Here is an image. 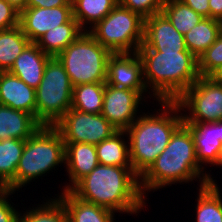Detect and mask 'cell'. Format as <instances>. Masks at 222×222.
<instances>
[{"mask_svg":"<svg viewBox=\"0 0 222 222\" xmlns=\"http://www.w3.org/2000/svg\"><path fill=\"white\" fill-rule=\"evenodd\" d=\"M204 170L196 159L191 130L183 122L172 134L164 151L139 178L141 193L146 198V191H157L168 185L190 183L197 179L201 182L200 187L206 184L219 186L215 183L216 179Z\"/></svg>","mask_w":222,"mask_h":222,"instance_id":"cell-1","label":"cell"},{"mask_svg":"<svg viewBox=\"0 0 222 222\" xmlns=\"http://www.w3.org/2000/svg\"><path fill=\"white\" fill-rule=\"evenodd\" d=\"M70 191L83 201L122 214H139L147 206L132 167L98 164Z\"/></svg>","mask_w":222,"mask_h":222,"instance_id":"cell-2","label":"cell"},{"mask_svg":"<svg viewBox=\"0 0 222 222\" xmlns=\"http://www.w3.org/2000/svg\"><path fill=\"white\" fill-rule=\"evenodd\" d=\"M137 53L146 88H152L149 97L158 102H175L200 78L198 59L190 51L159 52L139 47Z\"/></svg>","mask_w":222,"mask_h":222,"instance_id":"cell-3","label":"cell"},{"mask_svg":"<svg viewBox=\"0 0 222 222\" xmlns=\"http://www.w3.org/2000/svg\"><path fill=\"white\" fill-rule=\"evenodd\" d=\"M158 103L161 110L159 108L156 114L142 112L125 130L129 142L130 163L139 178L164 151L174 131L183 123V114L176 102Z\"/></svg>","mask_w":222,"mask_h":222,"instance_id":"cell-4","label":"cell"},{"mask_svg":"<svg viewBox=\"0 0 222 222\" xmlns=\"http://www.w3.org/2000/svg\"><path fill=\"white\" fill-rule=\"evenodd\" d=\"M65 144L54 126L41 125L25 141L16 169L15 192L57 166L65 165ZM46 173V174H45Z\"/></svg>","mask_w":222,"mask_h":222,"instance_id":"cell-5","label":"cell"},{"mask_svg":"<svg viewBox=\"0 0 222 222\" xmlns=\"http://www.w3.org/2000/svg\"><path fill=\"white\" fill-rule=\"evenodd\" d=\"M112 53L84 31L57 58L72 86L107 82L108 59Z\"/></svg>","mask_w":222,"mask_h":222,"instance_id":"cell-6","label":"cell"},{"mask_svg":"<svg viewBox=\"0 0 222 222\" xmlns=\"http://www.w3.org/2000/svg\"><path fill=\"white\" fill-rule=\"evenodd\" d=\"M87 32L112 54L136 53L144 39V18L118 3Z\"/></svg>","mask_w":222,"mask_h":222,"instance_id":"cell-7","label":"cell"},{"mask_svg":"<svg viewBox=\"0 0 222 222\" xmlns=\"http://www.w3.org/2000/svg\"><path fill=\"white\" fill-rule=\"evenodd\" d=\"M73 86L62 63L50 57L42 81L35 89L36 120L53 126L71 108Z\"/></svg>","mask_w":222,"mask_h":222,"instance_id":"cell-8","label":"cell"},{"mask_svg":"<svg viewBox=\"0 0 222 222\" xmlns=\"http://www.w3.org/2000/svg\"><path fill=\"white\" fill-rule=\"evenodd\" d=\"M175 102L181 108L184 123L221 121L222 82L212 76H200Z\"/></svg>","mask_w":222,"mask_h":222,"instance_id":"cell-9","label":"cell"},{"mask_svg":"<svg viewBox=\"0 0 222 222\" xmlns=\"http://www.w3.org/2000/svg\"><path fill=\"white\" fill-rule=\"evenodd\" d=\"M53 126L60 132L64 143L97 145L118 131L101 113H83L73 108Z\"/></svg>","mask_w":222,"mask_h":222,"instance_id":"cell-10","label":"cell"},{"mask_svg":"<svg viewBox=\"0 0 222 222\" xmlns=\"http://www.w3.org/2000/svg\"><path fill=\"white\" fill-rule=\"evenodd\" d=\"M142 99L144 98L135 90L115 87L105 82L101 114L116 129L126 130L140 116L138 108Z\"/></svg>","mask_w":222,"mask_h":222,"instance_id":"cell-11","label":"cell"},{"mask_svg":"<svg viewBox=\"0 0 222 222\" xmlns=\"http://www.w3.org/2000/svg\"><path fill=\"white\" fill-rule=\"evenodd\" d=\"M107 83L137 91L142 97L148 92L143 79V65L138 53L112 54L108 59ZM145 92V93H144Z\"/></svg>","mask_w":222,"mask_h":222,"instance_id":"cell-12","label":"cell"},{"mask_svg":"<svg viewBox=\"0 0 222 222\" xmlns=\"http://www.w3.org/2000/svg\"><path fill=\"white\" fill-rule=\"evenodd\" d=\"M72 17V6L26 8L20 12L19 25L30 43H36L44 33L67 23Z\"/></svg>","mask_w":222,"mask_h":222,"instance_id":"cell-13","label":"cell"},{"mask_svg":"<svg viewBox=\"0 0 222 222\" xmlns=\"http://www.w3.org/2000/svg\"><path fill=\"white\" fill-rule=\"evenodd\" d=\"M140 47H149L159 52L189 51L184 36L162 12L144 19V39Z\"/></svg>","mask_w":222,"mask_h":222,"instance_id":"cell-14","label":"cell"},{"mask_svg":"<svg viewBox=\"0 0 222 222\" xmlns=\"http://www.w3.org/2000/svg\"><path fill=\"white\" fill-rule=\"evenodd\" d=\"M194 139L196 159L200 166L218 165L222 154V120L211 123H185Z\"/></svg>","mask_w":222,"mask_h":222,"instance_id":"cell-15","label":"cell"},{"mask_svg":"<svg viewBox=\"0 0 222 222\" xmlns=\"http://www.w3.org/2000/svg\"><path fill=\"white\" fill-rule=\"evenodd\" d=\"M65 167L69 184L63 191H70L83 177L88 175L98 164L96 147L89 143H64Z\"/></svg>","mask_w":222,"mask_h":222,"instance_id":"cell-16","label":"cell"},{"mask_svg":"<svg viewBox=\"0 0 222 222\" xmlns=\"http://www.w3.org/2000/svg\"><path fill=\"white\" fill-rule=\"evenodd\" d=\"M0 104L25 111L36 119L35 89L8 71L0 72Z\"/></svg>","mask_w":222,"mask_h":222,"instance_id":"cell-17","label":"cell"},{"mask_svg":"<svg viewBox=\"0 0 222 222\" xmlns=\"http://www.w3.org/2000/svg\"><path fill=\"white\" fill-rule=\"evenodd\" d=\"M49 58L50 56L45 54L36 43H29L8 72L17 76L29 87L36 89L42 81Z\"/></svg>","mask_w":222,"mask_h":222,"instance_id":"cell-18","label":"cell"},{"mask_svg":"<svg viewBox=\"0 0 222 222\" xmlns=\"http://www.w3.org/2000/svg\"><path fill=\"white\" fill-rule=\"evenodd\" d=\"M41 124L29 113L0 104V141L26 140Z\"/></svg>","mask_w":222,"mask_h":222,"instance_id":"cell-19","label":"cell"},{"mask_svg":"<svg viewBox=\"0 0 222 222\" xmlns=\"http://www.w3.org/2000/svg\"><path fill=\"white\" fill-rule=\"evenodd\" d=\"M58 198L66 208L69 222H115V212L83 201L71 191H62Z\"/></svg>","mask_w":222,"mask_h":222,"instance_id":"cell-20","label":"cell"},{"mask_svg":"<svg viewBox=\"0 0 222 222\" xmlns=\"http://www.w3.org/2000/svg\"><path fill=\"white\" fill-rule=\"evenodd\" d=\"M83 32L77 20L72 17L67 23L44 33L36 44L48 56L57 57Z\"/></svg>","mask_w":222,"mask_h":222,"instance_id":"cell-21","label":"cell"},{"mask_svg":"<svg viewBox=\"0 0 222 222\" xmlns=\"http://www.w3.org/2000/svg\"><path fill=\"white\" fill-rule=\"evenodd\" d=\"M125 137L127 140L124 139ZM127 143L129 142L126 131L118 130L111 137L95 145L99 164L132 167L129 157V144Z\"/></svg>","mask_w":222,"mask_h":222,"instance_id":"cell-22","label":"cell"},{"mask_svg":"<svg viewBox=\"0 0 222 222\" xmlns=\"http://www.w3.org/2000/svg\"><path fill=\"white\" fill-rule=\"evenodd\" d=\"M221 31V21L204 17L184 35L186 47L198 59L218 39Z\"/></svg>","mask_w":222,"mask_h":222,"instance_id":"cell-23","label":"cell"},{"mask_svg":"<svg viewBox=\"0 0 222 222\" xmlns=\"http://www.w3.org/2000/svg\"><path fill=\"white\" fill-rule=\"evenodd\" d=\"M26 140L6 139L0 141V187L15 192V175L22 157Z\"/></svg>","mask_w":222,"mask_h":222,"instance_id":"cell-24","label":"cell"},{"mask_svg":"<svg viewBox=\"0 0 222 222\" xmlns=\"http://www.w3.org/2000/svg\"><path fill=\"white\" fill-rule=\"evenodd\" d=\"M73 17L84 31L103 20L119 0H71ZM90 26H89V25ZM89 26V27H88ZM88 28V29H87Z\"/></svg>","mask_w":222,"mask_h":222,"instance_id":"cell-25","label":"cell"},{"mask_svg":"<svg viewBox=\"0 0 222 222\" xmlns=\"http://www.w3.org/2000/svg\"><path fill=\"white\" fill-rule=\"evenodd\" d=\"M30 43L20 25L0 31V72L11 69L16 58Z\"/></svg>","mask_w":222,"mask_h":222,"instance_id":"cell-26","label":"cell"},{"mask_svg":"<svg viewBox=\"0 0 222 222\" xmlns=\"http://www.w3.org/2000/svg\"><path fill=\"white\" fill-rule=\"evenodd\" d=\"M104 91L105 82L86 83L74 86L71 108L83 113H101Z\"/></svg>","mask_w":222,"mask_h":222,"instance_id":"cell-27","label":"cell"},{"mask_svg":"<svg viewBox=\"0 0 222 222\" xmlns=\"http://www.w3.org/2000/svg\"><path fill=\"white\" fill-rule=\"evenodd\" d=\"M196 205V222H222V192L218 186H199Z\"/></svg>","mask_w":222,"mask_h":222,"instance_id":"cell-28","label":"cell"},{"mask_svg":"<svg viewBox=\"0 0 222 222\" xmlns=\"http://www.w3.org/2000/svg\"><path fill=\"white\" fill-rule=\"evenodd\" d=\"M161 12L183 36L204 18L181 0H164Z\"/></svg>","mask_w":222,"mask_h":222,"instance_id":"cell-29","label":"cell"},{"mask_svg":"<svg viewBox=\"0 0 222 222\" xmlns=\"http://www.w3.org/2000/svg\"><path fill=\"white\" fill-rule=\"evenodd\" d=\"M19 213L18 222H69L65 206L58 197ZM23 214V215H22Z\"/></svg>","mask_w":222,"mask_h":222,"instance_id":"cell-30","label":"cell"},{"mask_svg":"<svg viewBox=\"0 0 222 222\" xmlns=\"http://www.w3.org/2000/svg\"><path fill=\"white\" fill-rule=\"evenodd\" d=\"M222 66V31L218 39L198 58L200 76H213Z\"/></svg>","mask_w":222,"mask_h":222,"instance_id":"cell-31","label":"cell"},{"mask_svg":"<svg viewBox=\"0 0 222 222\" xmlns=\"http://www.w3.org/2000/svg\"><path fill=\"white\" fill-rule=\"evenodd\" d=\"M119 3L131 11L139 13L145 19L160 13L164 0H119Z\"/></svg>","mask_w":222,"mask_h":222,"instance_id":"cell-32","label":"cell"},{"mask_svg":"<svg viewBox=\"0 0 222 222\" xmlns=\"http://www.w3.org/2000/svg\"><path fill=\"white\" fill-rule=\"evenodd\" d=\"M15 194L14 191L0 187V222H18L19 212L12 205L8 198ZM12 205V206H11Z\"/></svg>","mask_w":222,"mask_h":222,"instance_id":"cell-33","label":"cell"},{"mask_svg":"<svg viewBox=\"0 0 222 222\" xmlns=\"http://www.w3.org/2000/svg\"><path fill=\"white\" fill-rule=\"evenodd\" d=\"M20 12L6 0H0V31L19 25Z\"/></svg>","mask_w":222,"mask_h":222,"instance_id":"cell-34","label":"cell"},{"mask_svg":"<svg viewBox=\"0 0 222 222\" xmlns=\"http://www.w3.org/2000/svg\"><path fill=\"white\" fill-rule=\"evenodd\" d=\"M60 6H72L71 0H28L26 8H52Z\"/></svg>","mask_w":222,"mask_h":222,"instance_id":"cell-35","label":"cell"},{"mask_svg":"<svg viewBox=\"0 0 222 222\" xmlns=\"http://www.w3.org/2000/svg\"><path fill=\"white\" fill-rule=\"evenodd\" d=\"M203 17H210L209 0H181Z\"/></svg>","mask_w":222,"mask_h":222,"instance_id":"cell-36","label":"cell"},{"mask_svg":"<svg viewBox=\"0 0 222 222\" xmlns=\"http://www.w3.org/2000/svg\"><path fill=\"white\" fill-rule=\"evenodd\" d=\"M210 18L222 22V0H209Z\"/></svg>","mask_w":222,"mask_h":222,"instance_id":"cell-37","label":"cell"},{"mask_svg":"<svg viewBox=\"0 0 222 222\" xmlns=\"http://www.w3.org/2000/svg\"><path fill=\"white\" fill-rule=\"evenodd\" d=\"M10 5H12L19 12L26 9L28 0H6Z\"/></svg>","mask_w":222,"mask_h":222,"instance_id":"cell-38","label":"cell"},{"mask_svg":"<svg viewBox=\"0 0 222 222\" xmlns=\"http://www.w3.org/2000/svg\"><path fill=\"white\" fill-rule=\"evenodd\" d=\"M212 77L215 80L222 82V66L218 69V71Z\"/></svg>","mask_w":222,"mask_h":222,"instance_id":"cell-39","label":"cell"},{"mask_svg":"<svg viewBox=\"0 0 222 222\" xmlns=\"http://www.w3.org/2000/svg\"><path fill=\"white\" fill-rule=\"evenodd\" d=\"M218 166H221V167H222V154H221L220 161H219L217 167H218Z\"/></svg>","mask_w":222,"mask_h":222,"instance_id":"cell-40","label":"cell"}]
</instances>
